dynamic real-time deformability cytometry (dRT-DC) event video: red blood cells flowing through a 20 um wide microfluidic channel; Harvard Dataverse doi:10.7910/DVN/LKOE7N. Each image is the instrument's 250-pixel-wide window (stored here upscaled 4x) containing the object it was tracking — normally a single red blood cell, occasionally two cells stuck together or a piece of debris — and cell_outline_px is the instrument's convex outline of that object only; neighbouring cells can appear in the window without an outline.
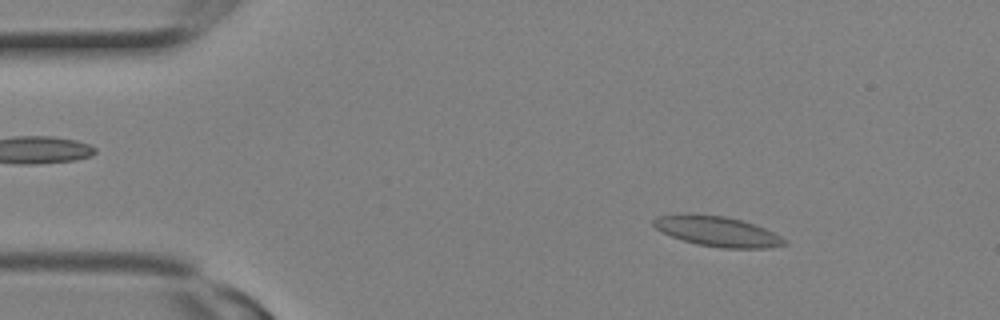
{"species": "Egyptian fruit bat (a non-hibernating species)", "species_latin": "Rousettus aegyptiacus", "temperature_condition": "room temperature", "stored_images_in_passage": 7, "camera_frame_rate_fps": 3000, "um_per_image_px": 0.085, "animal": {"sex": "female"}, "frame": {"image": 1, "passage_image": 3, "time_ms": 0.667, "image_size_px": [1000, 320], "cell_outline_px": [[788, 244], [772, 248], [720, 248], [696, 244], [672, 236], [656, 228], [652, 224], [652, 220], [656, 216], [688, 212], [728, 216], [764, 228], [788, 240]], "centroid_in_image_um": [60.96, 19.65], "position_along_channel_um": 24.0, "area_um2": 23.29}}
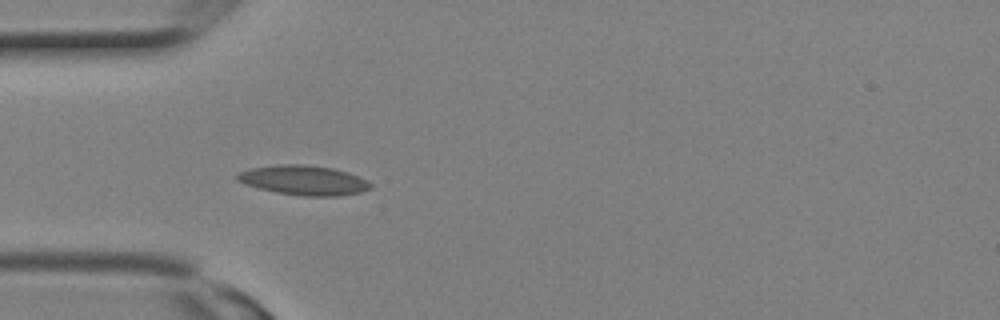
{"frame": {"image": 2, "passage_image": 7, "time_ms": 2.0, "image_size_px": [1000, 320], "cell_outline_px": [[372, 188], [360, 192], [340, 196], [304, 196], [276, 192], [244, 184], [236, 180], [236, 176], [240, 172], [252, 168], [276, 164], [304, 164], [332, 168], [348, 172], [368, 180], [372, 184]], "centroid_in_image_um": [25.84, 15.32], "position_along_channel_um": 59.2, "area_um2": 23.06}}